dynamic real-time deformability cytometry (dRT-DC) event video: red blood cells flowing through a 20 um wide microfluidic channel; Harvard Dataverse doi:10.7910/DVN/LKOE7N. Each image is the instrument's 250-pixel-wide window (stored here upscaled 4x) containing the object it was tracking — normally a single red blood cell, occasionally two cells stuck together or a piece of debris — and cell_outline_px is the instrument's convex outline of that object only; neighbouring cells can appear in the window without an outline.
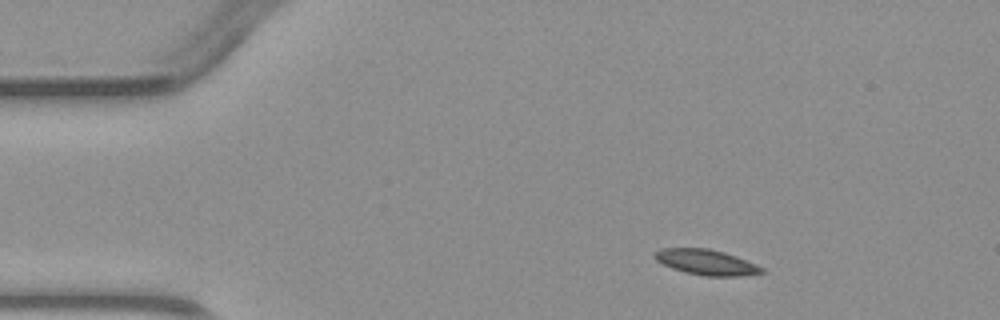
{"species": "common noctule bat (a hibernating species)", "species_latin": "Nyctalus noctula", "temperature_condition": "warm", "stored_images_in_passage": 5, "camera_frame_rate_fps": 3000, "um_per_image_px": 0.085, "animal": {"sex": "male", "body_mass_g": 23.1, "forearm_length_mm": 52.7}, "frame": {"image": 1, "passage_image": 1, "time_ms": 0.0, "image_size_px": [1000, 320], "cell_outline_px": [[764, 272], [744, 276], [704, 276], [684, 272], [672, 268], [656, 260], [652, 256], [652, 252], [660, 248], [708, 248], [724, 252], [736, 256], [756, 264], [764, 268]], "centroid_in_image_um": [60.0, 22.28], "position_along_channel_um": 25.0, "area_um2": 16.01}}
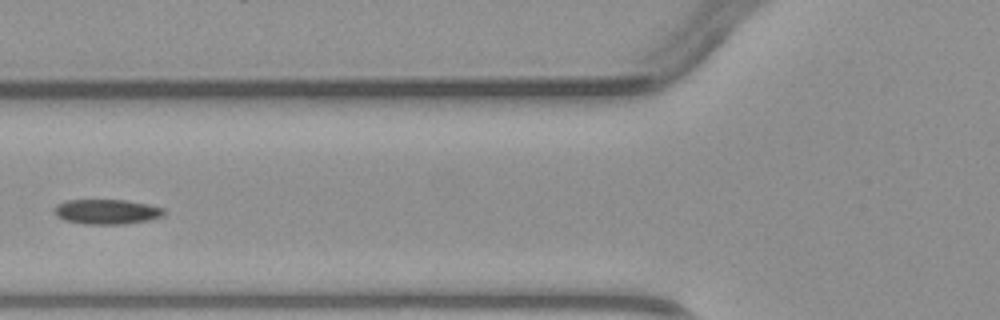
{"frame": {"image": 2, "passage_image": 4, "time_ms": 3.667, "image_size_px": [1000, 320], "cell_outline_px": [[164, 212], [160, 216], [148, 220], [124, 224], [84, 224], [64, 220], [56, 216], [52, 212], [52, 208], [56, 204], [68, 200], [128, 200], [148, 204], [164, 208]], "centroid_in_image_um": [9.0, 17.99], "position_along_channel_um": 116.8, "area_um2": 16.01}}
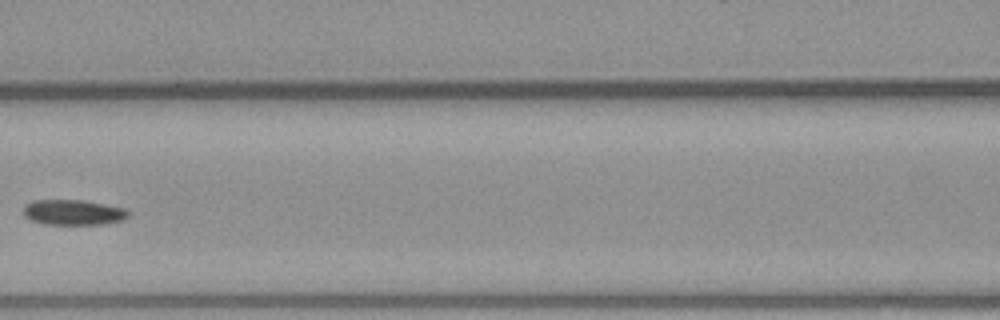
{"frame": {"image": 3, "passage_image": 5, "time_ms": 4.667, "image_size_px": [1000, 320], "cell_outline_px": [[132, 212], [124, 220], [104, 224], [44, 224], [32, 220], [24, 216], [24, 204], [32, 200], [84, 200], [128, 208]], "centroid_in_image_um": [6.28, 18.04], "position_along_channel_um": 160.3, "area_um2": 15.78}}